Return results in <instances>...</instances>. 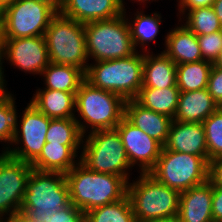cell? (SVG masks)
<instances>
[{
  "label": "cell",
  "instance_id": "obj_1",
  "mask_svg": "<svg viewBox=\"0 0 222 222\" xmlns=\"http://www.w3.org/2000/svg\"><path fill=\"white\" fill-rule=\"evenodd\" d=\"M70 202L84 213L123 199L128 182L118 175L94 172L78 162L65 174Z\"/></svg>",
  "mask_w": 222,
  "mask_h": 222
},
{
  "label": "cell",
  "instance_id": "obj_2",
  "mask_svg": "<svg viewBox=\"0 0 222 222\" xmlns=\"http://www.w3.org/2000/svg\"><path fill=\"white\" fill-rule=\"evenodd\" d=\"M127 196L137 222L166 220L178 216L180 192L158 181L150 173H141L128 182Z\"/></svg>",
  "mask_w": 222,
  "mask_h": 222
},
{
  "label": "cell",
  "instance_id": "obj_3",
  "mask_svg": "<svg viewBox=\"0 0 222 222\" xmlns=\"http://www.w3.org/2000/svg\"><path fill=\"white\" fill-rule=\"evenodd\" d=\"M103 60L88 65L85 80L92 86L108 90L121 96L125 101L133 100L143 83L144 54Z\"/></svg>",
  "mask_w": 222,
  "mask_h": 222
},
{
  "label": "cell",
  "instance_id": "obj_4",
  "mask_svg": "<svg viewBox=\"0 0 222 222\" xmlns=\"http://www.w3.org/2000/svg\"><path fill=\"white\" fill-rule=\"evenodd\" d=\"M66 176L60 172L32 170L19 211L29 215L34 222H44L58 209L70 204Z\"/></svg>",
  "mask_w": 222,
  "mask_h": 222
},
{
  "label": "cell",
  "instance_id": "obj_5",
  "mask_svg": "<svg viewBox=\"0 0 222 222\" xmlns=\"http://www.w3.org/2000/svg\"><path fill=\"white\" fill-rule=\"evenodd\" d=\"M124 106L125 100L118 94L96 88L84 80L76 92L75 111L85 123L77 116L75 119L84 136L89 127L90 132L115 129L124 117Z\"/></svg>",
  "mask_w": 222,
  "mask_h": 222
},
{
  "label": "cell",
  "instance_id": "obj_6",
  "mask_svg": "<svg viewBox=\"0 0 222 222\" xmlns=\"http://www.w3.org/2000/svg\"><path fill=\"white\" fill-rule=\"evenodd\" d=\"M88 133L83 138L79 162L91 171L118 175L129 182L128 170L132 167L117 129Z\"/></svg>",
  "mask_w": 222,
  "mask_h": 222
},
{
  "label": "cell",
  "instance_id": "obj_7",
  "mask_svg": "<svg viewBox=\"0 0 222 222\" xmlns=\"http://www.w3.org/2000/svg\"><path fill=\"white\" fill-rule=\"evenodd\" d=\"M88 57L94 62L125 58L137 51L134 48L126 9L123 14L109 19L84 24Z\"/></svg>",
  "mask_w": 222,
  "mask_h": 222
},
{
  "label": "cell",
  "instance_id": "obj_8",
  "mask_svg": "<svg viewBox=\"0 0 222 222\" xmlns=\"http://www.w3.org/2000/svg\"><path fill=\"white\" fill-rule=\"evenodd\" d=\"M44 38L50 63L71 65L87 71L89 57L84 24L57 13L51 19Z\"/></svg>",
  "mask_w": 222,
  "mask_h": 222
},
{
  "label": "cell",
  "instance_id": "obj_9",
  "mask_svg": "<svg viewBox=\"0 0 222 222\" xmlns=\"http://www.w3.org/2000/svg\"><path fill=\"white\" fill-rule=\"evenodd\" d=\"M149 173L181 193L208 180V163L200 156L162 147L156 165Z\"/></svg>",
  "mask_w": 222,
  "mask_h": 222
},
{
  "label": "cell",
  "instance_id": "obj_10",
  "mask_svg": "<svg viewBox=\"0 0 222 222\" xmlns=\"http://www.w3.org/2000/svg\"><path fill=\"white\" fill-rule=\"evenodd\" d=\"M57 13L36 0H14L4 9L2 39L44 36Z\"/></svg>",
  "mask_w": 222,
  "mask_h": 222
},
{
  "label": "cell",
  "instance_id": "obj_11",
  "mask_svg": "<svg viewBox=\"0 0 222 222\" xmlns=\"http://www.w3.org/2000/svg\"><path fill=\"white\" fill-rule=\"evenodd\" d=\"M17 118L18 116H16L15 134L11 143L16 147L10 148L8 145L4 151L15 159L31 164L40 155L46 143L51 118L40 112L30 102L23 111L20 125Z\"/></svg>",
  "mask_w": 222,
  "mask_h": 222
},
{
  "label": "cell",
  "instance_id": "obj_12",
  "mask_svg": "<svg viewBox=\"0 0 222 222\" xmlns=\"http://www.w3.org/2000/svg\"><path fill=\"white\" fill-rule=\"evenodd\" d=\"M3 59L23 72L40 76L50 63L44 36L2 39L1 63Z\"/></svg>",
  "mask_w": 222,
  "mask_h": 222
},
{
  "label": "cell",
  "instance_id": "obj_13",
  "mask_svg": "<svg viewBox=\"0 0 222 222\" xmlns=\"http://www.w3.org/2000/svg\"><path fill=\"white\" fill-rule=\"evenodd\" d=\"M32 170L30 163L7 153L0 159V218L19 211Z\"/></svg>",
  "mask_w": 222,
  "mask_h": 222
},
{
  "label": "cell",
  "instance_id": "obj_14",
  "mask_svg": "<svg viewBox=\"0 0 222 222\" xmlns=\"http://www.w3.org/2000/svg\"><path fill=\"white\" fill-rule=\"evenodd\" d=\"M131 167L139 166V172L149 173L156 165L162 145L141 129L131 124L125 117L116 126Z\"/></svg>",
  "mask_w": 222,
  "mask_h": 222
},
{
  "label": "cell",
  "instance_id": "obj_15",
  "mask_svg": "<svg viewBox=\"0 0 222 222\" xmlns=\"http://www.w3.org/2000/svg\"><path fill=\"white\" fill-rule=\"evenodd\" d=\"M166 150L202 157L207 163L208 150L203 123H186L172 120L165 145Z\"/></svg>",
  "mask_w": 222,
  "mask_h": 222
},
{
  "label": "cell",
  "instance_id": "obj_16",
  "mask_svg": "<svg viewBox=\"0 0 222 222\" xmlns=\"http://www.w3.org/2000/svg\"><path fill=\"white\" fill-rule=\"evenodd\" d=\"M123 12L119 0H65L60 11L63 16L82 24L109 20Z\"/></svg>",
  "mask_w": 222,
  "mask_h": 222
},
{
  "label": "cell",
  "instance_id": "obj_17",
  "mask_svg": "<svg viewBox=\"0 0 222 222\" xmlns=\"http://www.w3.org/2000/svg\"><path fill=\"white\" fill-rule=\"evenodd\" d=\"M212 198L213 186L208 180L181 192L178 217L183 222H214Z\"/></svg>",
  "mask_w": 222,
  "mask_h": 222
},
{
  "label": "cell",
  "instance_id": "obj_18",
  "mask_svg": "<svg viewBox=\"0 0 222 222\" xmlns=\"http://www.w3.org/2000/svg\"><path fill=\"white\" fill-rule=\"evenodd\" d=\"M124 117L131 124L158 141L162 146L165 145L169 134V128L173 120L172 118L146 109L134 99L125 101Z\"/></svg>",
  "mask_w": 222,
  "mask_h": 222
},
{
  "label": "cell",
  "instance_id": "obj_19",
  "mask_svg": "<svg viewBox=\"0 0 222 222\" xmlns=\"http://www.w3.org/2000/svg\"><path fill=\"white\" fill-rule=\"evenodd\" d=\"M163 52L176 64L197 62L202 59V53L197 35L184 24L176 26L165 36Z\"/></svg>",
  "mask_w": 222,
  "mask_h": 222
},
{
  "label": "cell",
  "instance_id": "obj_20",
  "mask_svg": "<svg viewBox=\"0 0 222 222\" xmlns=\"http://www.w3.org/2000/svg\"><path fill=\"white\" fill-rule=\"evenodd\" d=\"M219 108L208 89L180 92L178 107L173 120L202 123Z\"/></svg>",
  "mask_w": 222,
  "mask_h": 222
},
{
  "label": "cell",
  "instance_id": "obj_21",
  "mask_svg": "<svg viewBox=\"0 0 222 222\" xmlns=\"http://www.w3.org/2000/svg\"><path fill=\"white\" fill-rule=\"evenodd\" d=\"M144 53L141 88L164 89L177 85V65L164 53Z\"/></svg>",
  "mask_w": 222,
  "mask_h": 222
},
{
  "label": "cell",
  "instance_id": "obj_22",
  "mask_svg": "<svg viewBox=\"0 0 222 222\" xmlns=\"http://www.w3.org/2000/svg\"><path fill=\"white\" fill-rule=\"evenodd\" d=\"M80 145L45 143L40 155L31 163L34 170L68 173L78 162L75 160ZM76 161V162H75Z\"/></svg>",
  "mask_w": 222,
  "mask_h": 222
},
{
  "label": "cell",
  "instance_id": "obj_23",
  "mask_svg": "<svg viewBox=\"0 0 222 222\" xmlns=\"http://www.w3.org/2000/svg\"><path fill=\"white\" fill-rule=\"evenodd\" d=\"M30 103L51 119L75 118L76 93L37 89Z\"/></svg>",
  "mask_w": 222,
  "mask_h": 222
},
{
  "label": "cell",
  "instance_id": "obj_24",
  "mask_svg": "<svg viewBox=\"0 0 222 222\" xmlns=\"http://www.w3.org/2000/svg\"><path fill=\"white\" fill-rule=\"evenodd\" d=\"M180 92L177 85L164 89L140 88L134 100L146 109L153 110L174 119Z\"/></svg>",
  "mask_w": 222,
  "mask_h": 222
},
{
  "label": "cell",
  "instance_id": "obj_25",
  "mask_svg": "<svg viewBox=\"0 0 222 222\" xmlns=\"http://www.w3.org/2000/svg\"><path fill=\"white\" fill-rule=\"evenodd\" d=\"M45 87L63 92L76 93L85 80V72L71 65L49 63L42 71Z\"/></svg>",
  "mask_w": 222,
  "mask_h": 222
},
{
  "label": "cell",
  "instance_id": "obj_26",
  "mask_svg": "<svg viewBox=\"0 0 222 222\" xmlns=\"http://www.w3.org/2000/svg\"><path fill=\"white\" fill-rule=\"evenodd\" d=\"M212 62L200 60L177 65V86L181 92L206 89Z\"/></svg>",
  "mask_w": 222,
  "mask_h": 222
},
{
  "label": "cell",
  "instance_id": "obj_27",
  "mask_svg": "<svg viewBox=\"0 0 222 222\" xmlns=\"http://www.w3.org/2000/svg\"><path fill=\"white\" fill-rule=\"evenodd\" d=\"M135 17L130 20L127 18V22L130 29L131 39L136 51L138 45L140 44L141 50L144 49L146 53L148 50L145 48L147 47L148 41H154L155 38L159 33V27L161 25V15L159 13H153L152 15H145L143 11H136ZM146 46L144 47V45Z\"/></svg>",
  "mask_w": 222,
  "mask_h": 222
},
{
  "label": "cell",
  "instance_id": "obj_28",
  "mask_svg": "<svg viewBox=\"0 0 222 222\" xmlns=\"http://www.w3.org/2000/svg\"><path fill=\"white\" fill-rule=\"evenodd\" d=\"M84 222H137L129 197L84 213Z\"/></svg>",
  "mask_w": 222,
  "mask_h": 222
},
{
  "label": "cell",
  "instance_id": "obj_29",
  "mask_svg": "<svg viewBox=\"0 0 222 222\" xmlns=\"http://www.w3.org/2000/svg\"><path fill=\"white\" fill-rule=\"evenodd\" d=\"M83 138L84 135L75 118L51 119L46 134V143L81 145Z\"/></svg>",
  "mask_w": 222,
  "mask_h": 222
},
{
  "label": "cell",
  "instance_id": "obj_30",
  "mask_svg": "<svg viewBox=\"0 0 222 222\" xmlns=\"http://www.w3.org/2000/svg\"><path fill=\"white\" fill-rule=\"evenodd\" d=\"M185 26L196 35L210 34L222 30L212 6L187 11Z\"/></svg>",
  "mask_w": 222,
  "mask_h": 222
},
{
  "label": "cell",
  "instance_id": "obj_31",
  "mask_svg": "<svg viewBox=\"0 0 222 222\" xmlns=\"http://www.w3.org/2000/svg\"><path fill=\"white\" fill-rule=\"evenodd\" d=\"M5 92L0 96V142L11 143L15 134L16 125V103L14 95Z\"/></svg>",
  "mask_w": 222,
  "mask_h": 222
},
{
  "label": "cell",
  "instance_id": "obj_32",
  "mask_svg": "<svg viewBox=\"0 0 222 222\" xmlns=\"http://www.w3.org/2000/svg\"><path fill=\"white\" fill-rule=\"evenodd\" d=\"M209 161L222 156V107L203 122Z\"/></svg>",
  "mask_w": 222,
  "mask_h": 222
},
{
  "label": "cell",
  "instance_id": "obj_33",
  "mask_svg": "<svg viewBox=\"0 0 222 222\" xmlns=\"http://www.w3.org/2000/svg\"><path fill=\"white\" fill-rule=\"evenodd\" d=\"M202 59L214 62L222 50V30L210 34L197 35Z\"/></svg>",
  "mask_w": 222,
  "mask_h": 222
},
{
  "label": "cell",
  "instance_id": "obj_34",
  "mask_svg": "<svg viewBox=\"0 0 222 222\" xmlns=\"http://www.w3.org/2000/svg\"><path fill=\"white\" fill-rule=\"evenodd\" d=\"M44 222H84V212L70 203L55 211Z\"/></svg>",
  "mask_w": 222,
  "mask_h": 222
},
{
  "label": "cell",
  "instance_id": "obj_35",
  "mask_svg": "<svg viewBox=\"0 0 222 222\" xmlns=\"http://www.w3.org/2000/svg\"><path fill=\"white\" fill-rule=\"evenodd\" d=\"M207 89L213 100L222 107V68L212 65Z\"/></svg>",
  "mask_w": 222,
  "mask_h": 222
},
{
  "label": "cell",
  "instance_id": "obj_36",
  "mask_svg": "<svg viewBox=\"0 0 222 222\" xmlns=\"http://www.w3.org/2000/svg\"><path fill=\"white\" fill-rule=\"evenodd\" d=\"M208 181L212 186L222 187V156L208 163Z\"/></svg>",
  "mask_w": 222,
  "mask_h": 222
},
{
  "label": "cell",
  "instance_id": "obj_37",
  "mask_svg": "<svg viewBox=\"0 0 222 222\" xmlns=\"http://www.w3.org/2000/svg\"><path fill=\"white\" fill-rule=\"evenodd\" d=\"M212 218L214 222H222V187L213 186Z\"/></svg>",
  "mask_w": 222,
  "mask_h": 222
},
{
  "label": "cell",
  "instance_id": "obj_38",
  "mask_svg": "<svg viewBox=\"0 0 222 222\" xmlns=\"http://www.w3.org/2000/svg\"><path fill=\"white\" fill-rule=\"evenodd\" d=\"M215 0H179L177 1L179 3L178 5V11L180 14V20L182 16H185V12L188 10H192L195 8H203V7H209L213 6ZM184 14V15H183Z\"/></svg>",
  "mask_w": 222,
  "mask_h": 222
},
{
  "label": "cell",
  "instance_id": "obj_39",
  "mask_svg": "<svg viewBox=\"0 0 222 222\" xmlns=\"http://www.w3.org/2000/svg\"><path fill=\"white\" fill-rule=\"evenodd\" d=\"M0 222H34L28 214L17 211L12 213L11 215L6 216V218H0Z\"/></svg>",
  "mask_w": 222,
  "mask_h": 222
},
{
  "label": "cell",
  "instance_id": "obj_40",
  "mask_svg": "<svg viewBox=\"0 0 222 222\" xmlns=\"http://www.w3.org/2000/svg\"><path fill=\"white\" fill-rule=\"evenodd\" d=\"M49 5L56 13H60L65 0H36Z\"/></svg>",
  "mask_w": 222,
  "mask_h": 222
},
{
  "label": "cell",
  "instance_id": "obj_41",
  "mask_svg": "<svg viewBox=\"0 0 222 222\" xmlns=\"http://www.w3.org/2000/svg\"><path fill=\"white\" fill-rule=\"evenodd\" d=\"M212 7H213V9L218 17V20L220 21V24L222 26V0H215Z\"/></svg>",
  "mask_w": 222,
  "mask_h": 222
},
{
  "label": "cell",
  "instance_id": "obj_42",
  "mask_svg": "<svg viewBox=\"0 0 222 222\" xmlns=\"http://www.w3.org/2000/svg\"><path fill=\"white\" fill-rule=\"evenodd\" d=\"M1 50H2V35H1V32H0V67H1V69H0V71H1V76H2V80H3V84H4V86L6 87L7 85H6V83H5V79H4V68H2L3 67V64L1 63Z\"/></svg>",
  "mask_w": 222,
  "mask_h": 222
},
{
  "label": "cell",
  "instance_id": "obj_43",
  "mask_svg": "<svg viewBox=\"0 0 222 222\" xmlns=\"http://www.w3.org/2000/svg\"><path fill=\"white\" fill-rule=\"evenodd\" d=\"M212 65L222 68V50L219 52L217 58L212 63Z\"/></svg>",
  "mask_w": 222,
  "mask_h": 222
},
{
  "label": "cell",
  "instance_id": "obj_44",
  "mask_svg": "<svg viewBox=\"0 0 222 222\" xmlns=\"http://www.w3.org/2000/svg\"><path fill=\"white\" fill-rule=\"evenodd\" d=\"M152 222H183L178 216L174 218H169L166 220H158V221H152Z\"/></svg>",
  "mask_w": 222,
  "mask_h": 222
},
{
  "label": "cell",
  "instance_id": "obj_45",
  "mask_svg": "<svg viewBox=\"0 0 222 222\" xmlns=\"http://www.w3.org/2000/svg\"><path fill=\"white\" fill-rule=\"evenodd\" d=\"M14 0H0V7L5 9L8 7Z\"/></svg>",
  "mask_w": 222,
  "mask_h": 222
},
{
  "label": "cell",
  "instance_id": "obj_46",
  "mask_svg": "<svg viewBox=\"0 0 222 222\" xmlns=\"http://www.w3.org/2000/svg\"><path fill=\"white\" fill-rule=\"evenodd\" d=\"M1 69V67H0ZM6 89L4 84H3V80H2V76H1V71H0V96L3 95L6 92Z\"/></svg>",
  "mask_w": 222,
  "mask_h": 222
},
{
  "label": "cell",
  "instance_id": "obj_47",
  "mask_svg": "<svg viewBox=\"0 0 222 222\" xmlns=\"http://www.w3.org/2000/svg\"><path fill=\"white\" fill-rule=\"evenodd\" d=\"M3 15H4V9L0 7V32L1 33L3 29Z\"/></svg>",
  "mask_w": 222,
  "mask_h": 222
},
{
  "label": "cell",
  "instance_id": "obj_48",
  "mask_svg": "<svg viewBox=\"0 0 222 222\" xmlns=\"http://www.w3.org/2000/svg\"><path fill=\"white\" fill-rule=\"evenodd\" d=\"M120 1V4H121V6H122V8H123V10H125V7H124V1L123 0H119ZM132 1H135V0H132ZM136 1H138V2H140V3H146L145 1H147V3H148V1H150V0H136ZM153 1V0H152ZM156 1V0H155Z\"/></svg>",
  "mask_w": 222,
  "mask_h": 222
},
{
  "label": "cell",
  "instance_id": "obj_49",
  "mask_svg": "<svg viewBox=\"0 0 222 222\" xmlns=\"http://www.w3.org/2000/svg\"><path fill=\"white\" fill-rule=\"evenodd\" d=\"M6 152L4 150H2V153H0V159L4 156Z\"/></svg>",
  "mask_w": 222,
  "mask_h": 222
}]
</instances>
